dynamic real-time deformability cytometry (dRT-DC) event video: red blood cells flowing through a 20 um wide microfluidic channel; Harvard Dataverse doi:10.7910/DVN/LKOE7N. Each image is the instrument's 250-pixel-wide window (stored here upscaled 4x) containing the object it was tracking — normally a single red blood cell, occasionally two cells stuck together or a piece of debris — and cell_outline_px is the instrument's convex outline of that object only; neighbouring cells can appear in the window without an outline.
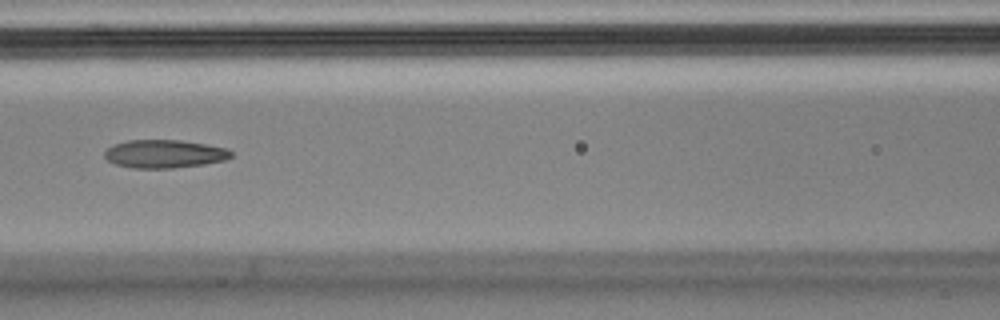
{"species": "Egyptian fruit bat (a non-hibernating species)", "species_latin": "Rousettus aegyptiacus", "temperature_condition": "cold", "stored_images_in_passage": 7, "camera_frame_rate_fps": 3000, "um_per_image_px": 0.085, "animal": {"sex": "male"}, "frame": {"image": 1, "passage_image": 7, "time_ms": 2.0, "image_size_px": [1000, 320], "cell_outline_px": [[232, 156], [224, 160], [204, 164], [172, 168], [132, 168], [116, 164], [108, 160], [104, 156], [104, 152], [112, 144], [128, 140], [180, 140], [228, 148], [232, 152]], "centroid_in_image_um": [13.96, 13.07], "position_along_channel_um": 152.6, "area_um2": 20.75}}